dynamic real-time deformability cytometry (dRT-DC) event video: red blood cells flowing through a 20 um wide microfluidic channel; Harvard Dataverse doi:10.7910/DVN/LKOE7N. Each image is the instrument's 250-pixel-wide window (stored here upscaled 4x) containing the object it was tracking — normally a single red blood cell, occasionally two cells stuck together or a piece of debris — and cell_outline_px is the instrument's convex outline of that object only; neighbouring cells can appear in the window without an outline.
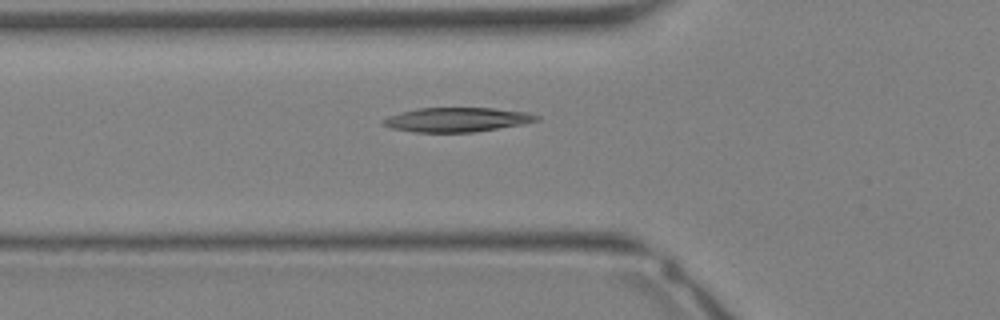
{"species": "Egyptian fruit bat (a non-hibernating species)", "species_latin": "Rousettus aegyptiacus", "temperature_condition": "warm", "stored_images_in_passage": 32, "camera_frame_rate_fps": 3000, "um_per_image_px": 0.085, "animal": {"sex": "female"}, "frame": {"image": 1, "passage_image": 12, "time_ms": 3.667, "image_size_px": [1000, 320], "cell_outline_px": [[540, 120], [524, 124], [472, 132], [416, 132], [392, 128], [384, 124], [380, 120], [388, 116], [400, 112], [416, 108], [492, 108], [528, 112], [540, 116]], "centroid_in_image_um": [38.86, 10.16], "position_along_channel_um": 86.9, "area_um2": 21.73}}
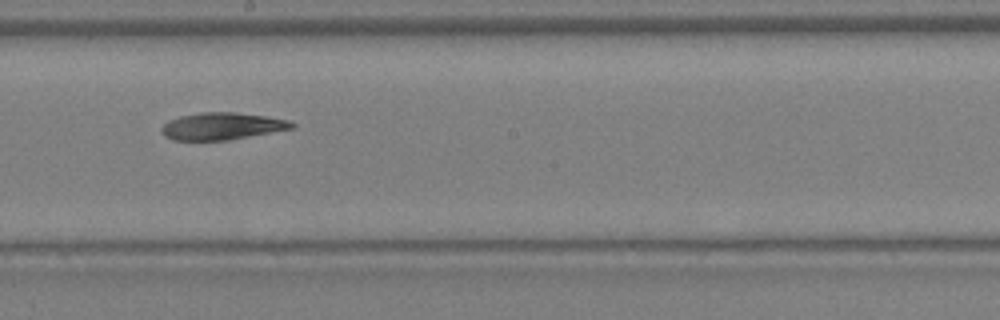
{"frame": {"image": 2, "passage_image": 19, "time_ms": 6.0, "image_size_px": [1000, 320], "cell_outline_px": [[296, 124], [292, 128], [228, 140], [172, 140], [164, 136], [160, 132], [160, 128], [168, 120], [180, 116], [200, 112], [236, 112], [264, 116], [288, 120]], "centroid_in_image_um": [18.8, 10.72], "position_along_channel_um": 229.4, "area_um2": 20.52}}
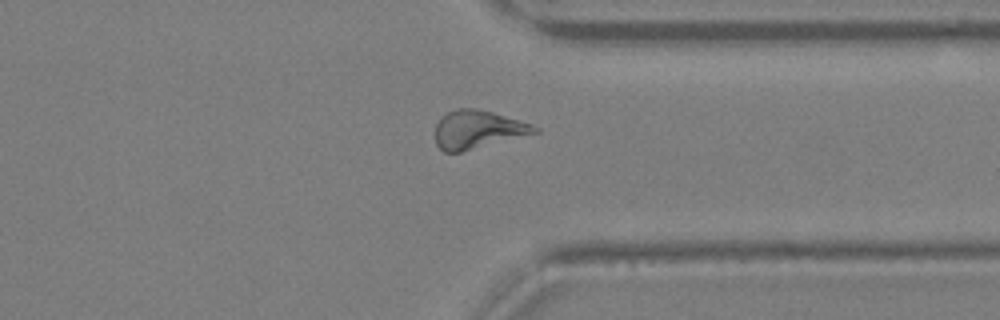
{"frame": {"image": 3, "passage_image": 26, "time_ms": 8.333, "image_size_px": [1000, 320], "cell_outline_px": [[540, 132], [460, 152], [444, 152], [436, 144], [436, 124], [448, 112], [456, 108], [476, 108], [492, 112], [532, 124], [540, 128]], "centroid_in_image_um": [40.62, 11.01], "position_along_channel_um": 370.8, "area_um2": 21.91}}